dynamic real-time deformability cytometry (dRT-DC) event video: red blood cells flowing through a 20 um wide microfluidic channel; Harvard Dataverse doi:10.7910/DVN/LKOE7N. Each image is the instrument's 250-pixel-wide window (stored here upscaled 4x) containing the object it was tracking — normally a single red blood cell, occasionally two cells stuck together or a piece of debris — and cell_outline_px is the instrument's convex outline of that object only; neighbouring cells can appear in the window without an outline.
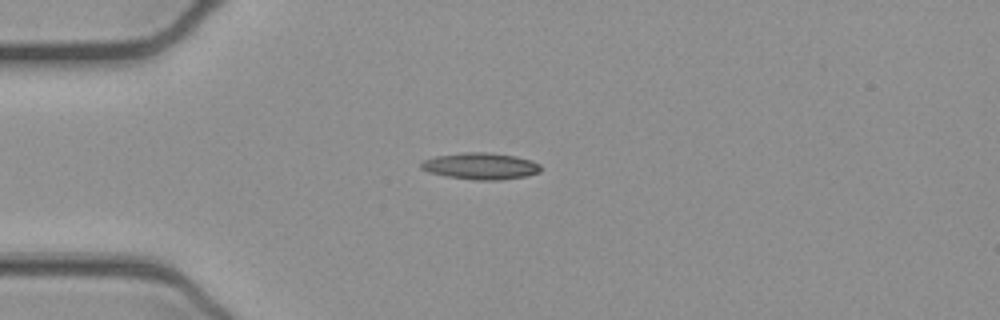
{"species": "common noctule bat (a hibernating species)", "species_latin": "Nyctalus noctula", "temperature_condition": "cold", "stored_images_in_passage": 40, "camera_frame_rate_fps": 3000, "um_per_image_px": 0.085, "animal": {"sex": "female", "body_mass_g": 21.9}, "frame": {"image": 1, "passage_image": 1, "time_ms": 0.0, "image_size_px": [1000, 320], "cell_outline_px": [[540, 172], [528, 176], [500, 180], [476, 180], [444, 176], [428, 172], [420, 168], [420, 164], [424, 160], [436, 156], [464, 152], [488, 152], [516, 156], [532, 160], [540, 164]], "centroid_in_image_um": [40.86, 14.12], "position_along_channel_um": 44.1, "area_um2": 18.73}}
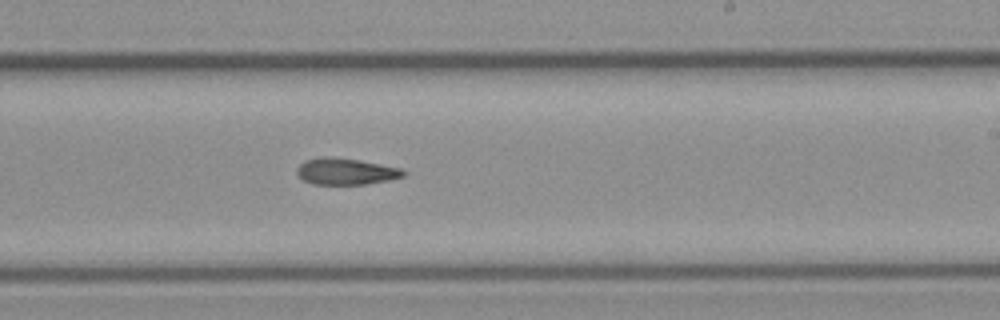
{"frame": {"image": 2, "passage_image": 19, "time_ms": 6.0, "image_size_px": [1000, 320], "cell_outline_px": [[408, 172], [404, 176], [388, 180], [364, 184], [312, 184], [304, 180], [296, 172], [296, 168], [304, 160], [324, 156], [328, 156], [360, 160], [400, 168]], "centroid_in_image_um": [29.38, 14.56], "position_along_channel_um": 259.6, "area_um2": 16.42}}
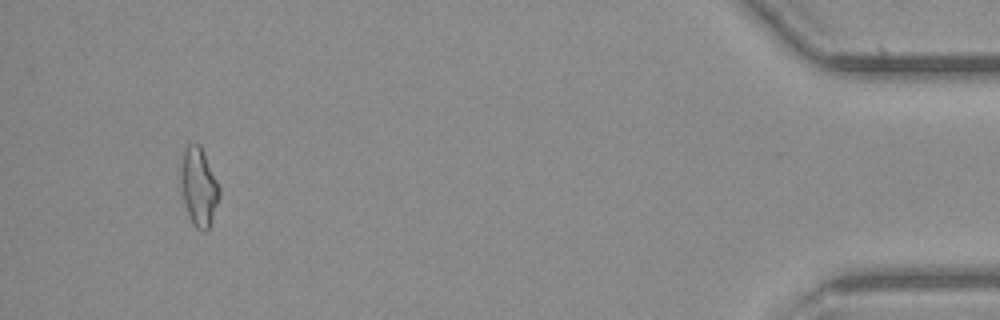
{"frame": {"image": 3, "passage_image": 37, "time_ms": 12.0, "image_size_px": [1000, 320], "cell_outline_px": [[220, 196], [208, 228], [204, 232], [196, 228], [188, 212], [184, 200], [180, 180], [180, 168], [184, 148], [188, 144], [200, 144], [220, 188]], "centroid_in_image_um": [16.89, 15.84], "position_along_channel_um": 418.3, "area_um2": 17.22}}